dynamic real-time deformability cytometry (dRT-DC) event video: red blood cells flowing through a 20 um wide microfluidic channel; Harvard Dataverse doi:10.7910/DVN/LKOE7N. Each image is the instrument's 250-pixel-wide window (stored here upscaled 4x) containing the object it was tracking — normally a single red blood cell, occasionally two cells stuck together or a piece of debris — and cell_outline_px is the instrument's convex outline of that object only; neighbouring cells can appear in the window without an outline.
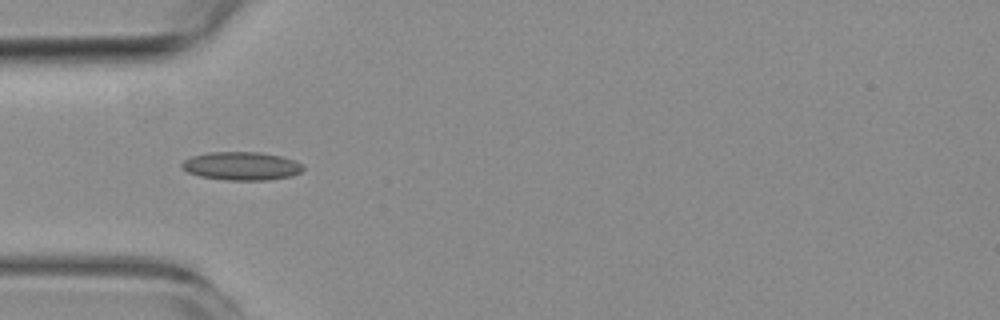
{"species": "common noctule bat (a hibernating species)", "species_latin": "Nyctalus noctula", "temperature_condition": "room temperature", "stored_images_in_passage": 5, "camera_frame_rate_fps": 3000, "um_per_image_px": 0.085, "animal": {"sex": "female", "body_mass_g": 19.3, "forearm_length_mm": 54.1}, "frame": {"image": 1, "passage_image": 4, "time_ms": 3.333, "image_size_px": [1000, 320], "cell_outline_px": [[304, 168], [300, 172], [292, 176], [268, 180], [228, 180], [200, 176], [188, 172], [180, 168], [180, 164], [184, 160], [192, 156], [208, 152], [260, 152], [280, 156], [296, 160], [304, 164]], "centroid_in_image_um": [20.54, 14.11], "position_along_channel_um": 64.5, "area_um2": 20.17}}
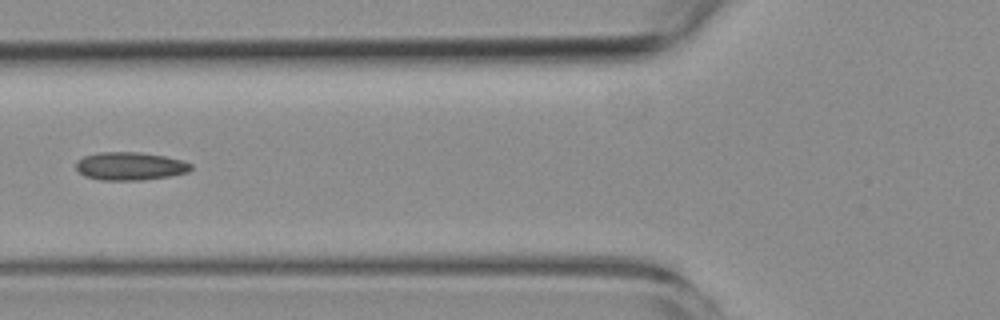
{"frame": {"image": 2, "passage_image": 5, "time_ms": 4.667, "image_size_px": [1000, 320], "cell_outline_px": [[192, 168], [188, 172], [168, 176], [140, 180], [100, 180], [84, 176], [76, 168], [76, 164], [84, 156], [100, 152], [140, 152], [164, 156], [180, 160], [192, 164]], "centroid_in_image_um": [11.05, 14.12], "position_along_channel_um": 114.7, "area_um2": 18.61}}